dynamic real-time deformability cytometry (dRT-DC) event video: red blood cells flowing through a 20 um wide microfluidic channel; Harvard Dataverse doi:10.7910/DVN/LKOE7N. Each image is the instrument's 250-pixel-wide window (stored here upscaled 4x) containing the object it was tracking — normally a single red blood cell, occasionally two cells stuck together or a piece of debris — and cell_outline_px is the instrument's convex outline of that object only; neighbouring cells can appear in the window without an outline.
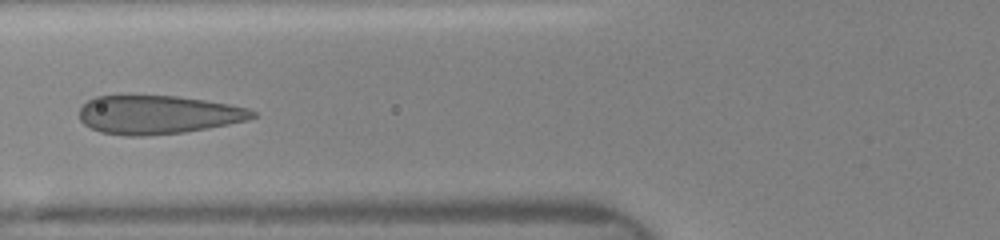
{"species": "human", "species_latin": "Homo sapiens", "temperature_condition": "room temperature", "stored_images_in_passage": 22, "camera_frame_rate_fps": 3000, "um_per_image_px": 0.085, "donor": {"sex": "female"}, "frame": {"image": 1, "passage_image": 9, "time_ms": 5.0, "image_size_px": [1000, 240], "cell_outline_px": [[256, 116], [248, 120], [208, 128], [184, 132], [144, 136], [128, 136], [100, 132], [84, 124], [80, 120], [80, 108], [88, 100], [96, 96], [120, 92], [176, 96], [204, 100], [228, 104], [248, 108], [256, 112]], "centroid_in_image_um": [13.36, 9.7], "position_along_channel_um": 112.4, "area_um2": 39.88}}
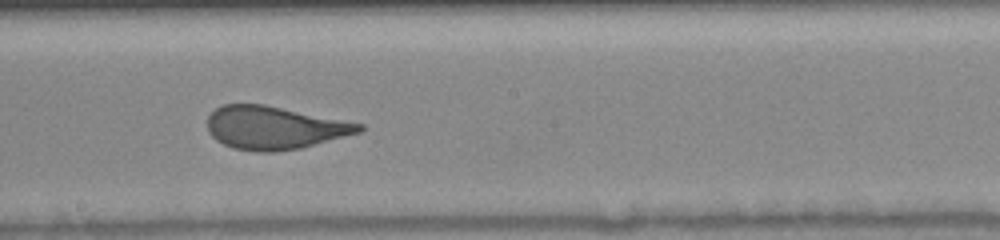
{"frame": {"image": 2, "passage_image": 14, "time_ms": 7.667, "image_size_px": [1000, 240], "cell_outline_px": [[364, 128], [360, 132], [300, 148], [272, 152], [256, 152], [232, 148], [216, 140], [208, 132], [208, 116], [216, 108], [224, 104], [264, 104], [364, 124]], "centroid_in_image_um": [23.3, 10.86], "position_along_channel_um": 224.9, "area_um2": 37.86}}
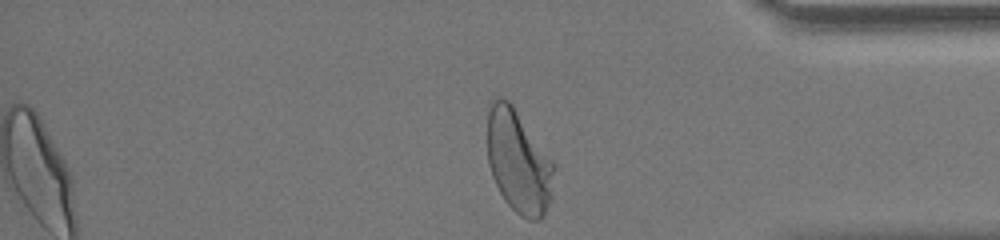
{"frame": {"image": 3, "passage_image": 22, "time_ms": 12.0, "image_size_px": [1000, 240], "cell_outline_px": [[556, 168], [552, 200], [540, 220], [528, 220], [520, 216], [504, 200], [492, 176], [488, 164], [488, 112], [492, 100], [496, 96], [500, 96], [508, 100], [512, 104], [556, 164]], "centroid_in_image_um": [44.11, 13.75], "position_along_channel_um": 391.1, "area_um2": 40.58}}